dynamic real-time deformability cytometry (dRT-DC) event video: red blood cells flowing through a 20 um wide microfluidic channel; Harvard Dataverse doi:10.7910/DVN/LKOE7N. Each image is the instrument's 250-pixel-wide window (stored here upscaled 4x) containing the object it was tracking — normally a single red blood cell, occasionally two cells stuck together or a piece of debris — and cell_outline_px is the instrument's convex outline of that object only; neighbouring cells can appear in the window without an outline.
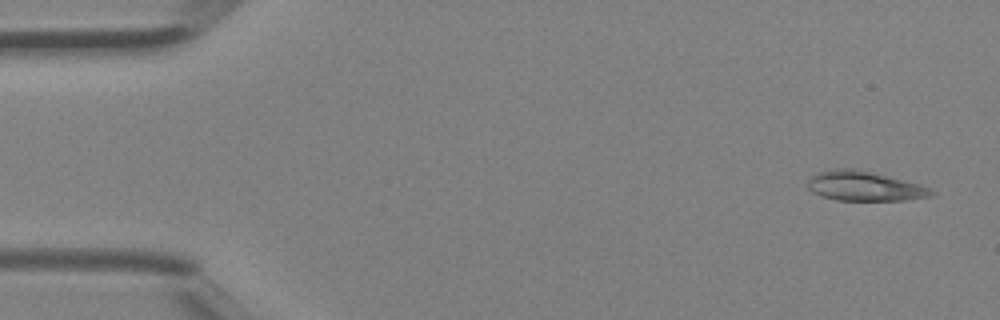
{"species": "Egyptian fruit bat (a non-hibernating species)", "species_latin": "Rousettus aegyptiacus", "temperature_condition": "room temperature", "stored_images_in_passage": 4, "camera_frame_rate_fps": 3000, "um_per_image_px": 0.085, "animal": {"sex": "female"}, "frame": {"image": 1, "passage_image": 1, "time_ms": 0.0, "image_size_px": [1000, 320], "cell_outline_px": [[936, 196], [904, 200], [836, 200], [820, 196], [812, 192], [808, 188], [808, 180], [816, 172], [836, 168], [856, 168], [920, 184], [936, 192]], "centroid_in_image_um": [73.47, 15.82], "position_along_channel_um": 11.5, "area_um2": 21.5}}
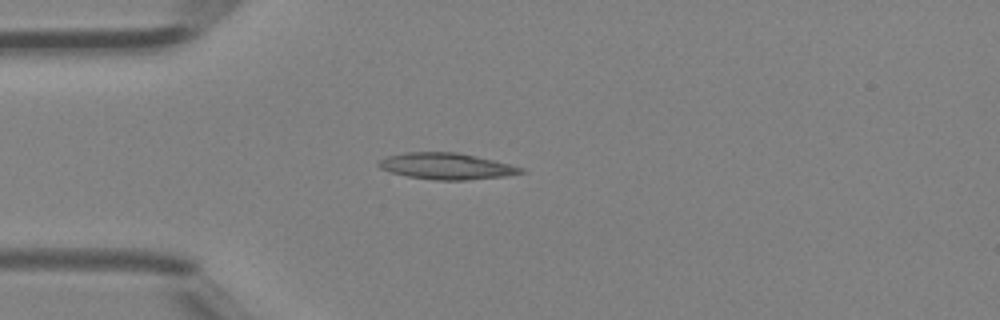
{"frame": {"image": 2, "passage_image": 4, "time_ms": 1.0, "image_size_px": [1000, 320], "cell_outline_px": [[528, 172], [504, 176], [464, 180], [436, 180], [408, 176], [392, 172], [380, 168], [376, 164], [380, 160], [388, 156], [404, 152], [456, 152], [476, 156], [524, 168]], "centroid_in_image_um": [37.95, 14.12], "position_along_channel_um": 47.1, "area_um2": 21.62}}